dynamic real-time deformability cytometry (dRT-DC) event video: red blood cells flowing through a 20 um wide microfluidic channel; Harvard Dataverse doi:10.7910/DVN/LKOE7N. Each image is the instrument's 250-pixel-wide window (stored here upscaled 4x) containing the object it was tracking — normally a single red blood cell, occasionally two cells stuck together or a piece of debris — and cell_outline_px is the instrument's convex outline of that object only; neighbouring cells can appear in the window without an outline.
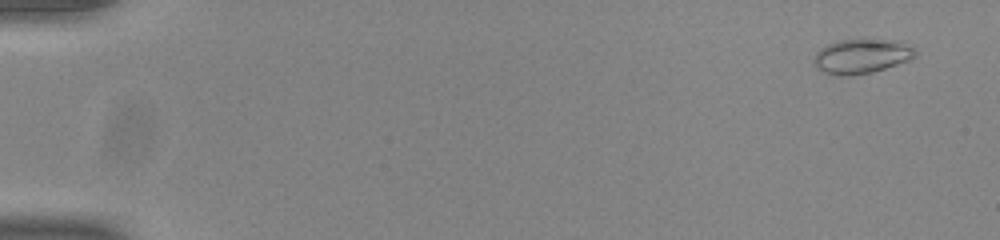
{"species": "common noctule bat (a hibernating species)", "species_latin": "Nyctalus noctula", "temperature_condition": "room temperature", "stored_images_in_passage": 54, "camera_frame_rate_fps": 3000, "um_per_image_px": 0.085, "animal": {"sex": "male", "body_mass_g": 20.0, "forearm_length_mm": 53.3}, "frame": {"image": 1, "passage_image": 3, "time_ms": 0.667, "image_size_px": [1000, 240], "cell_outline_px": [[916, 56], [908, 60], [872, 72], [852, 76], [840, 76], [824, 72], [816, 68], [812, 64], [812, 60], [816, 52], [820, 48], [836, 40], [860, 36], [864, 36], [900, 40], [912, 48], [916, 52]], "centroid_in_image_um": [73.19, 4.72], "position_along_channel_um": 11.8, "area_um2": 21.39}}
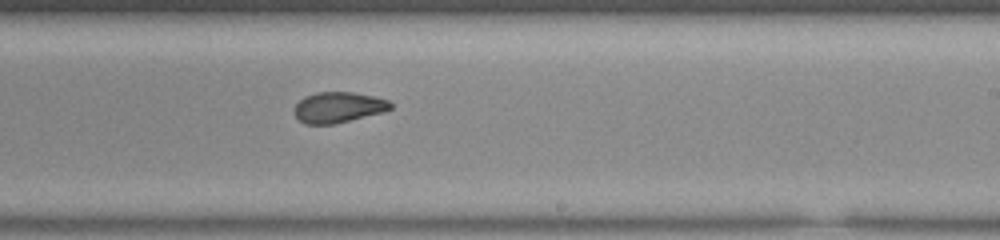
{"frame": {"image": 2, "passage_image": 34, "time_ms": 11.0, "image_size_px": [1000, 240], "cell_outline_px": [[392, 108], [384, 112], [332, 124], [304, 124], [292, 112], [296, 104], [304, 96], [316, 92], [352, 92], [372, 96], [388, 100], [392, 104]], "centroid_in_image_um": [28.73, 9.12], "position_along_channel_um": 260.3, "area_um2": 17.17}}
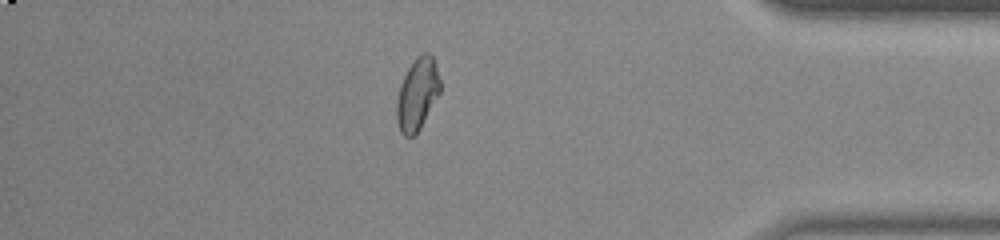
{"frame": {"image": 3, "passage_image": 47, "time_ms": 15.333, "image_size_px": [1000, 240], "cell_outline_px": [[440, 92], [420, 128], [412, 136], [404, 136], [400, 132], [396, 120], [396, 100], [400, 84], [412, 60], [416, 56], [424, 52], [428, 52], [432, 56], [436, 64], [440, 80]], "centroid_in_image_um": [35.46, 7.97], "position_along_channel_um": 399.7, "area_um2": 18.32}, "authors_computed_cell_mechanics": {"area_um2": 18.2937, "velocity_mm_per_s": 3.8923, "shape_relaxation_time_tau1_ms": null, "shape_relaxation_time_tau2_ms": 1.2098, "deformation_change_tau1": null, "deformation_change_tau2": 0.0477}}